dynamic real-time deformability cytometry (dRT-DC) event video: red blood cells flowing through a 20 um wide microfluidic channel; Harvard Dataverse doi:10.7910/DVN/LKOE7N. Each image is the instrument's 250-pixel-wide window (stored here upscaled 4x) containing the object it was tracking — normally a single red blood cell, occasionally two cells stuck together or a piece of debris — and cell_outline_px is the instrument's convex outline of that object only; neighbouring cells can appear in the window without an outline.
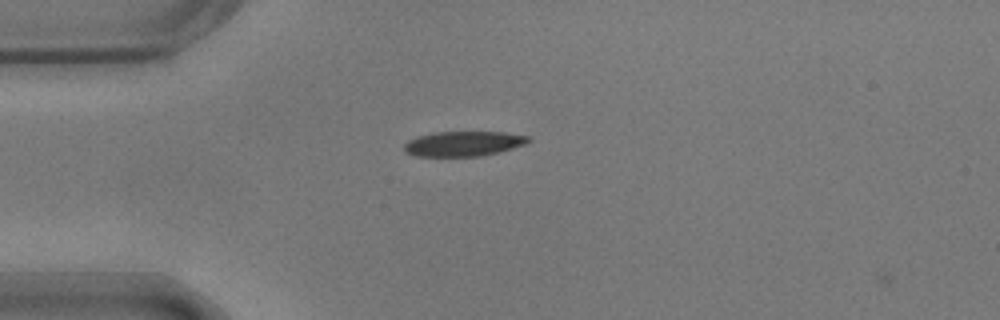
{"species": "common noctule bat (a hibernating species)", "species_latin": "Nyctalus noctula", "temperature_condition": "warm", "stored_images_in_passage": 5, "camera_frame_rate_fps": 3000, "um_per_image_px": 0.085, "animal": {"sex": "male", "body_mass_g": 17.9}, "frame": {"image": 1, "passage_image": 2, "time_ms": 0.333, "image_size_px": [1000, 320], "cell_outline_px": [[532, 140], [524, 144], [500, 152], [480, 156], [416, 156], [404, 152], [404, 144], [408, 140], [416, 136], [436, 132], [508, 132], [528, 136]], "centroid_in_image_um": [39.38, 12.21], "position_along_channel_um": 45.6, "area_um2": 18.15}}